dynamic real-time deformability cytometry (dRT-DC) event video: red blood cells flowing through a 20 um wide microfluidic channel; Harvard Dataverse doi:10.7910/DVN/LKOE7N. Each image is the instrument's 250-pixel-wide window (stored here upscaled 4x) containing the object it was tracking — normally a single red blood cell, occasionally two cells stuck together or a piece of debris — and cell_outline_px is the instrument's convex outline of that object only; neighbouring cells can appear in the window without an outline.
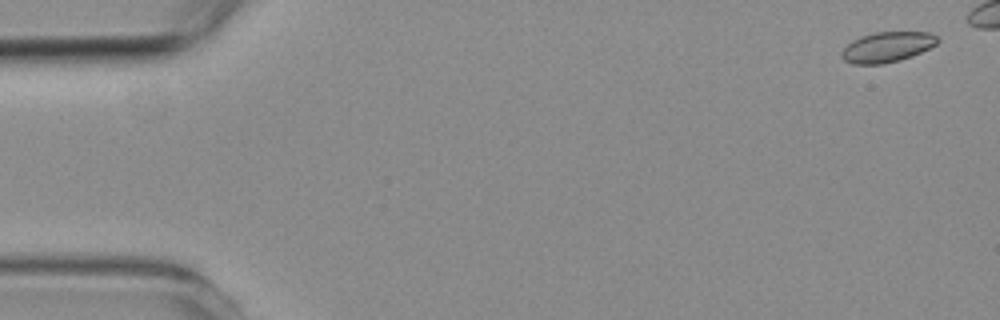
{"species": "common noctule bat (a hibernating species)", "species_latin": "Nyctalus noctula", "temperature_condition": "room temperature", "stored_images_in_passage": 4, "camera_frame_rate_fps": 3000, "um_per_image_px": 0.085, "animal": {"sex": "female", "body_mass_g": 19.3, "forearm_length_mm": 54.1}, "frame": {"image": 1, "passage_image": 1, "time_ms": 0.0, "image_size_px": [1000, 320], "cell_outline_px": [[940, 40], [936, 44], [912, 56], [900, 60], [884, 64], [852, 64], [844, 60], [840, 56], [840, 52], [852, 40], [876, 32], [932, 32]], "centroid_in_image_um": [75.4, 4.0], "position_along_channel_um": 9.6, "area_um2": 16.88}}